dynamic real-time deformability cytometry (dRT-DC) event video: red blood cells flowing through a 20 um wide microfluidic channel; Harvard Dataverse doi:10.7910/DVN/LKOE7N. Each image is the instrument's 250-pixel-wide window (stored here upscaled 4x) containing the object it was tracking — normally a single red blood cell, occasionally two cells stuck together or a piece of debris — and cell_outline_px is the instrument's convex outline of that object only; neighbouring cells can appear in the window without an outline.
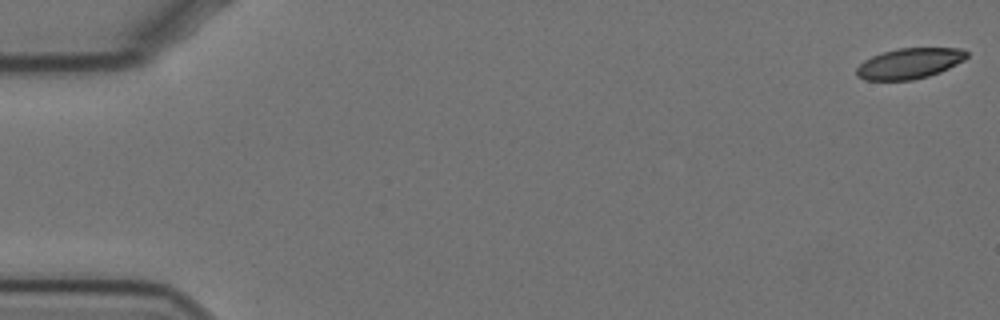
{"species": "Egyptian fruit bat (a non-hibernating species)", "species_latin": "Rousettus aegyptiacus", "temperature_condition": "cold", "stored_images_in_passage": 59, "camera_frame_rate_fps": 3000, "um_per_image_px": 0.085, "animal": {"sex": "female"}, "frame": {"image": 1, "passage_image": 1, "time_ms": 0.0, "image_size_px": [1000, 320], "cell_outline_px": [[968, 56], [936, 72], [924, 76], [904, 80], [868, 80], [860, 76], [856, 72], [868, 60], [876, 56], [888, 52], [904, 48], [952, 48], [968, 52]], "centroid_in_image_um": [77.32, 5.38], "position_along_channel_um": 7.7, "area_um2": 17.98}}
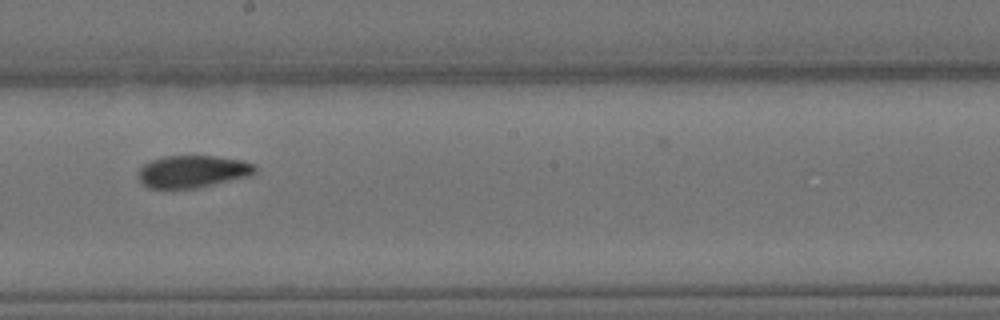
{"frame": {"image": 2, "passage_image": 33, "time_ms": 10.667, "image_size_px": [1000, 320], "cell_outline_px": [[252, 168], [248, 172], [232, 176], [196, 184], [168, 188], [164, 188], [148, 184], [144, 180], [144, 168], [152, 164], [164, 160], [188, 156], [200, 156], [228, 160], [248, 164]], "centroid_in_image_um": [16.27, 14.54], "position_along_channel_um": 231.9, "area_um2": 16.94}}
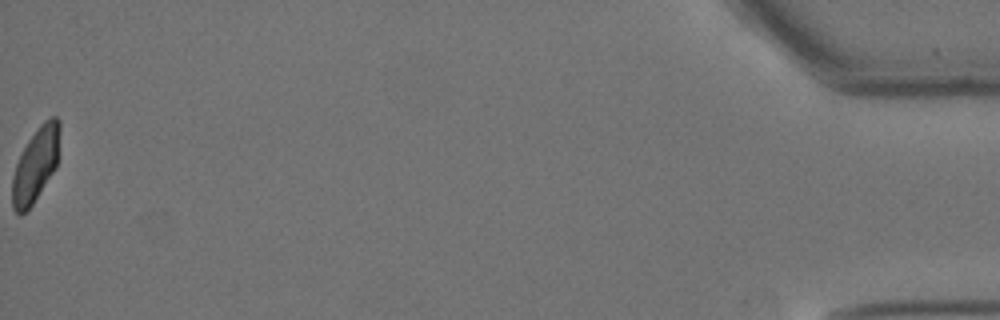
{"frame": {"image": 3, "passage_image": 59, "time_ms": 19.333, "image_size_px": [1000, 320], "cell_outline_px": [[56, 164], [36, 196], [28, 208], [24, 212], [16, 212], [12, 204], [12, 184], [16, 168], [20, 156], [36, 132], [48, 120], [56, 120]], "centroid_in_image_um": [2.94, 14.15], "position_along_channel_um": 432.3, "area_um2": 17.74}, "authors_computed_cell_mechanics": {"area_um2": 18.0914, "velocity_mm_per_s": 3.4596, "shape_relaxation_time_tau1_ms": null, "shape_relaxation_time_tau2_ms": 3.2101, "deformation_change_tau1": null, "deformation_change_tau2": 0.0836}}